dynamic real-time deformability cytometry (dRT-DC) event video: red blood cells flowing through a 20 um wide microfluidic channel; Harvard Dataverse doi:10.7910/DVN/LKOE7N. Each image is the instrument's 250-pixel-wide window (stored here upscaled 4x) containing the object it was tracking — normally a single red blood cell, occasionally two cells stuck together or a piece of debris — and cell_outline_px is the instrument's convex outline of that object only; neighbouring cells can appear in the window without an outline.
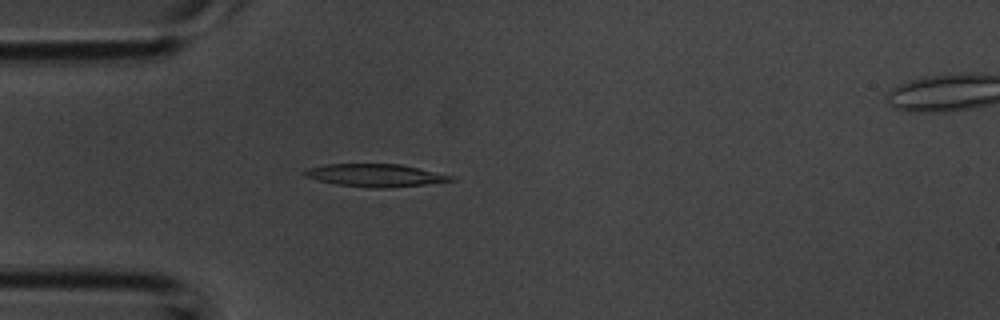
{"species": "common noctule bat (a hibernating species)", "species_latin": "Nyctalus noctula", "temperature_condition": "room temperature", "stored_images_in_passage": 38, "camera_frame_rate_fps": 3000, "um_per_image_px": 0.085, "animal": {"sex": "male", "body_mass_g": 20.1, "forearm_length_mm": 53.5}, "frame": {"image": 1, "passage_image": 7, "time_ms": 2.0, "image_size_px": [1000, 320], "cell_outline_px": [[456, 180], [424, 184], [388, 188], [372, 188], [336, 184], [304, 176], [300, 172], [308, 168], [324, 164], [400, 164], [456, 176]], "centroid_in_image_um": [31.91, 14.9], "position_along_channel_um": 53.1, "area_um2": 19.36}}
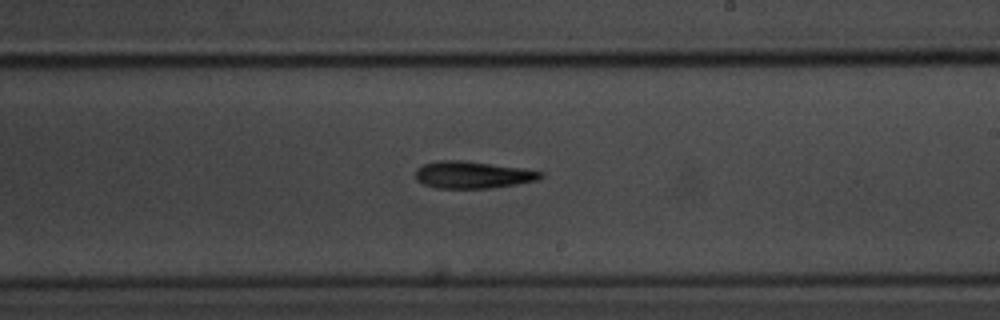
{"frame": {"image": 2, "passage_image": 20, "time_ms": 6.333, "image_size_px": [1000, 320], "cell_outline_px": [[544, 176], [540, 180], [516, 184], [488, 188], [436, 188], [424, 184], [416, 180], [416, 168], [424, 164], [436, 160], [460, 160], [524, 168], [544, 172]], "centroid_in_image_um": [40.2, 14.85], "position_along_channel_um": 248.8, "area_um2": 19.83}}
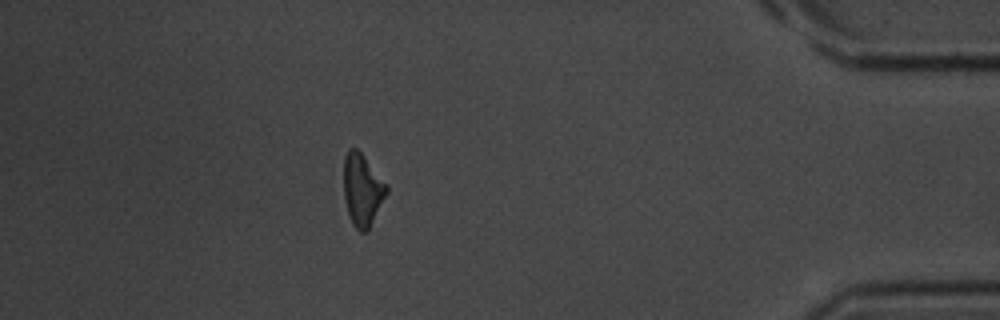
{"frame": {"image": 3, "passage_image": 33, "time_ms": 10.667, "image_size_px": [1000, 320], "cell_outline_px": [[388, 192], [368, 232], [360, 232], [352, 224], [344, 200], [344, 156], [348, 148], [356, 148], [364, 156], [388, 184]], "centroid_in_image_um": [30.81, 16.14], "position_along_channel_um": 404.4, "area_um2": 18.26}}